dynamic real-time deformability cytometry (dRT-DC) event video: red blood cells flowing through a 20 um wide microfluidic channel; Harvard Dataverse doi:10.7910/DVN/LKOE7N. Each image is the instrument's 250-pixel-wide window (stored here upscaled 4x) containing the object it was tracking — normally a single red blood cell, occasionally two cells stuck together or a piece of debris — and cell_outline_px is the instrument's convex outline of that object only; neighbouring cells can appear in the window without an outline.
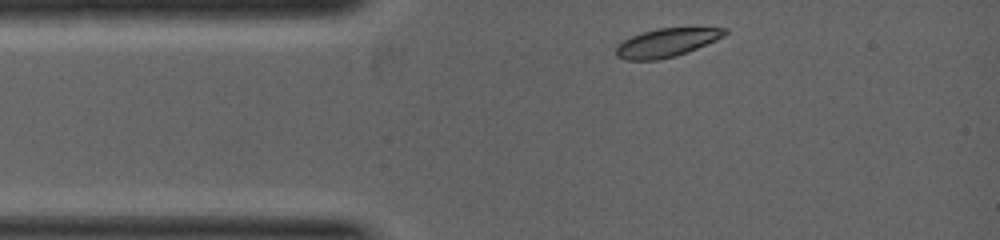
{"species": "common noctule bat (a hibernating species)", "species_latin": "Nyctalus noctula", "temperature_condition": "warm", "stored_images_in_passage": 19, "camera_frame_rate_fps": 5000, "um_per_image_px": 0.085, "animal": {"sex": "female", "body_mass_g": 19.0, "forearm_length_mm": 53.3}, "frame": {"image": 1, "passage_image": 1, "time_ms": 0.0, "image_size_px": [1000, 240], "cell_outline_px": [[728, 32], [724, 36], [716, 40], [688, 52], [676, 56], [656, 60], [624, 60], [616, 56], [616, 44], [640, 32], [656, 28], [728, 28]], "centroid_in_image_um": [56.63, 3.63], "position_along_channel_um": 28.4, "area_um2": 18.15}}
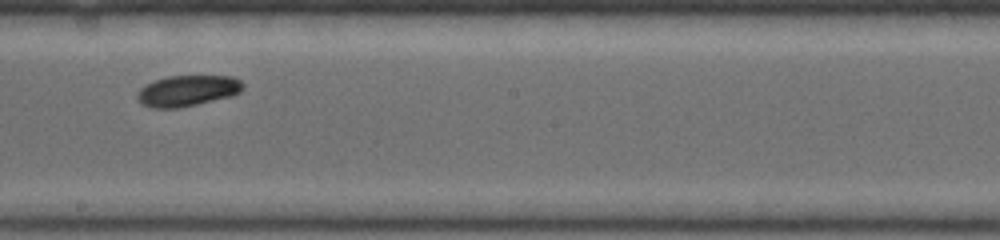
{"frame": {"image": 2, "passage_image": 11, "time_ms": 3.0, "image_size_px": [1000, 240], "cell_outline_px": [[244, 88], [240, 92], [232, 96], [196, 104], [176, 108], [152, 108], [140, 104], [136, 100], [136, 92], [144, 84], [168, 76], [232, 76], [240, 80], [244, 84]], "centroid_in_image_um": [15.9, 7.71], "position_along_channel_um": 232.3, "area_um2": 19.25}}
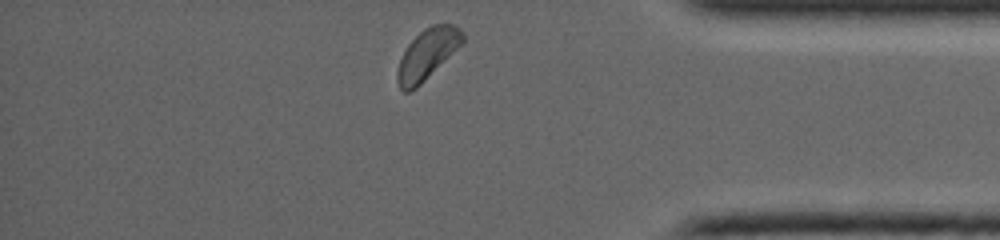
{"frame": {"image": 3, "passage_image": 19, "time_ms": 5.4, "image_size_px": [1000, 240], "cell_outline_px": [[464, 40], [416, 88], [408, 92], [404, 92], [400, 88], [396, 80], [396, 72], [400, 60], [408, 44], [424, 28], [432, 24], [452, 24], [460, 28], [464, 36]], "centroid_in_image_um": [36.28, 4.59], "position_along_channel_um": 398.9, "area_um2": 18.61}}